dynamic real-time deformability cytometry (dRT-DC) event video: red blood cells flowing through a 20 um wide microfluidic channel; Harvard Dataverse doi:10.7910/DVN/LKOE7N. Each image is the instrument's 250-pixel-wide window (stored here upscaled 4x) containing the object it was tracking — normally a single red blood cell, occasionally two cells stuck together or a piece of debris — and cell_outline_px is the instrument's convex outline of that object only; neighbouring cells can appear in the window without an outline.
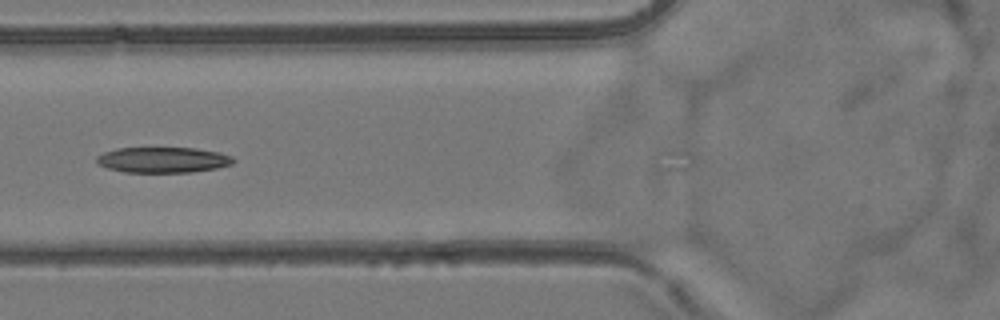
{"species": "common noctule bat (a hibernating species)", "species_latin": "Nyctalus noctula", "temperature_condition": "room temperature", "stored_images_in_passage": 8, "camera_frame_rate_fps": 3000, "um_per_image_px": 0.085, "animal": {"sex": "female", "body_mass_g": 24.6, "forearm_length_mm": 56.2}, "frame": {"image": 1, "passage_image": 7, "time_ms": 7.0, "image_size_px": [1000, 320], "cell_outline_px": [[236, 160], [232, 164], [216, 168], [192, 172], [124, 172], [108, 168], [100, 164], [96, 160], [96, 156], [104, 152], [116, 148], [196, 148], [220, 152], [232, 156]], "centroid_in_image_um": [13.88, 13.58], "position_along_channel_um": 111.9, "area_um2": 20.4}}
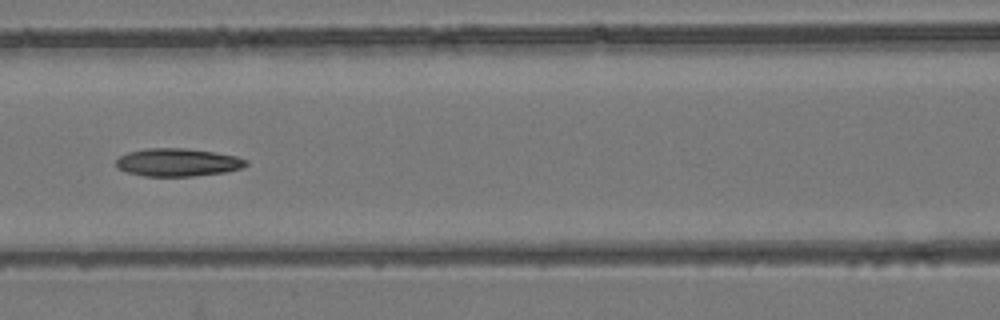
{"frame": {"image": 2, "passage_image": 8, "time_ms": 8.0, "image_size_px": [1000, 320], "cell_outline_px": [[248, 164], [240, 168], [224, 172], [192, 176], [144, 176], [128, 172], [120, 168], [116, 164], [116, 160], [120, 156], [128, 152], [144, 148], [184, 148], [212, 152], [236, 156], [248, 160]], "centroid_in_image_um": [15.1, 13.79], "position_along_channel_um": 151.5, "area_um2": 20.92}}